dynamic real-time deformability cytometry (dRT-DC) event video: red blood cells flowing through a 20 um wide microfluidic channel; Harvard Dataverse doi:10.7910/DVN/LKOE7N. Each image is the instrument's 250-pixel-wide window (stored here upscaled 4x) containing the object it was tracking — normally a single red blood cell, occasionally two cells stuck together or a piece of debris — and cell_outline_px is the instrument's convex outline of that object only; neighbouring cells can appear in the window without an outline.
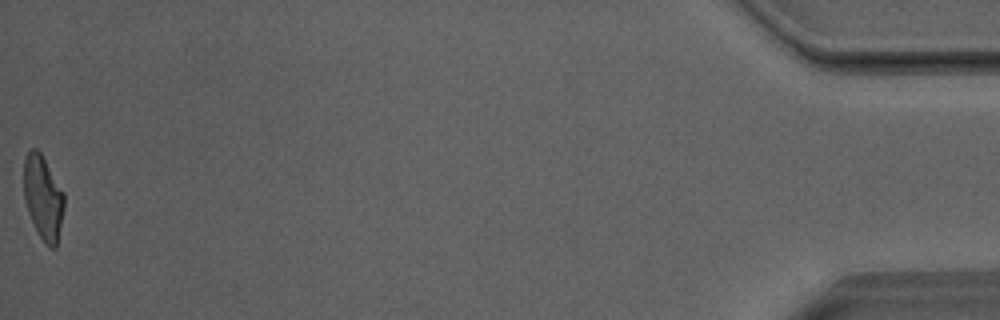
{"species": "Egyptian fruit bat (a non-hibernating species)", "species_latin": "Rousettus aegyptiacus", "temperature_condition": "room temperature", "stored_images_in_passage": 44, "camera_frame_rate_fps": 3000, "um_per_image_px": 0.085, "animal": {"sex": "male"}, "frame": {"image": 1, "passage_image": 44, "time_ms": 14.333, "image_size_px": [1000, 320], "cell_outline_px": [[64, 208], [56, 248], [48, 248], [44, 244], [28, 212], [24, 200], [24, 160], [28, 152], [32, 148], [36, 148], [40, 152], [64, 192]], "centroid_in_image_um": [3.67, 16.81], "position_along_channel_um": 431.5, "area_um2": 19.65}, "authors_computed_cell_mechanics": {"area_um2": 20.8947, "velocity_mm_per_s": 4.0538, "shape_relaxation_time_tau1_ms": 7.4273, "shape_relaxation_time_tau2_ms": 1.426, "deformation_change_tau1": 0.2359, "deformation_change_tau2": 0.0939}}